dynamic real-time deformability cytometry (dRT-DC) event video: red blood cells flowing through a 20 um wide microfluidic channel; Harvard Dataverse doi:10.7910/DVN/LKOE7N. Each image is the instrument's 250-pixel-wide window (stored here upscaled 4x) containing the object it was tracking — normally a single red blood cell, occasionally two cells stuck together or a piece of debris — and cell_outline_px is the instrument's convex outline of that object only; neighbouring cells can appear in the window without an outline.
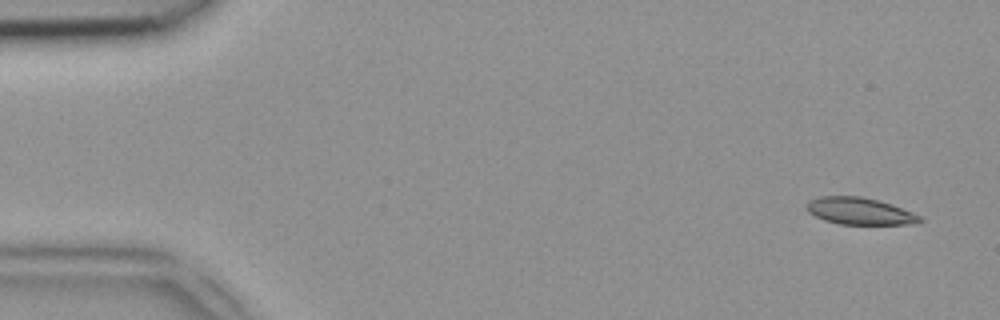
{"species": "common noctule bat (a hibernating species)", "species_latin": "Nyctalus noctula", "temperature_condition": "room temperature", "stored_images_in_passage": 48, "camera_frame_rate_fps": 3000, "um_per_image_px": 0.085, "animal": {"sex": "female", "body_mass_g": 18.4}, "frame": {"image": 1, "passage_image": 3, "time_ms": 0.667, "image_size_px": [1000, 320], "cell_outline_px": [[924, 220], [912, 224], [840, 224], [824, 220], [808, 212], [804, 208], [804, 204], [808, 200], [820, 196], [860, 196], [892, 204], [912, 212], [920, 216]], "centroid_in_image_um": [73.02, 17.94], "position_along_channel_um": 12.0, "area_um2": 17.86}}
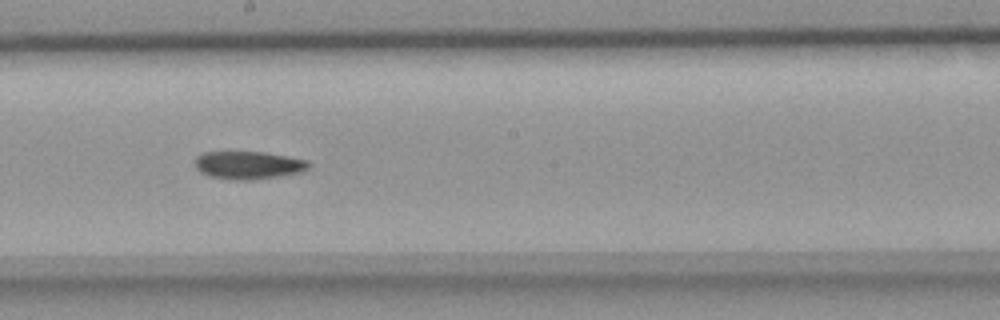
{"frame": {"image": 2, "passage_image": 27, "time_ms": 8.667, "image_size_px": [1000, 320], "cell_outline_px": [[312, 164], [308, 168], [300, 172], [252, 180], [236, 180], [212, 176], [200, 172], [196, 168], [196, 156], [204, 152], [264, 152], [288, 156], [308, 160]], "centroid_in_image_um": [21.14, 14.02], "position_along_channel_um": 227.1, "area_um2": 18.32}}
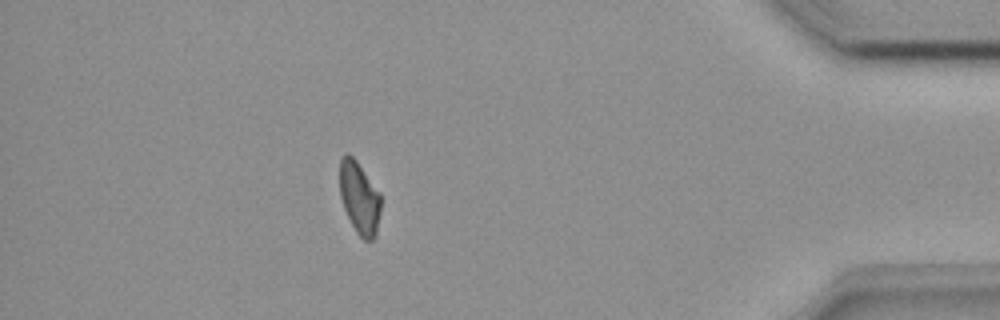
{"frame": {"image": 3, "passage_image": 43, "time_ms": 14.0, "image_size_px": [1000, 320], "cell_outline_px": [[380, 212], [376, 236], [372, 240], [364, 240], [356, 232], [344, 208], [340, 196], [340, 156], [344, 152], [348, 152], [356, 160], [380, 192]], "centroid_in_image_um": [30.54, 16.79], "position_along_channel_um": 404.7, "area_um2": 17.4}}